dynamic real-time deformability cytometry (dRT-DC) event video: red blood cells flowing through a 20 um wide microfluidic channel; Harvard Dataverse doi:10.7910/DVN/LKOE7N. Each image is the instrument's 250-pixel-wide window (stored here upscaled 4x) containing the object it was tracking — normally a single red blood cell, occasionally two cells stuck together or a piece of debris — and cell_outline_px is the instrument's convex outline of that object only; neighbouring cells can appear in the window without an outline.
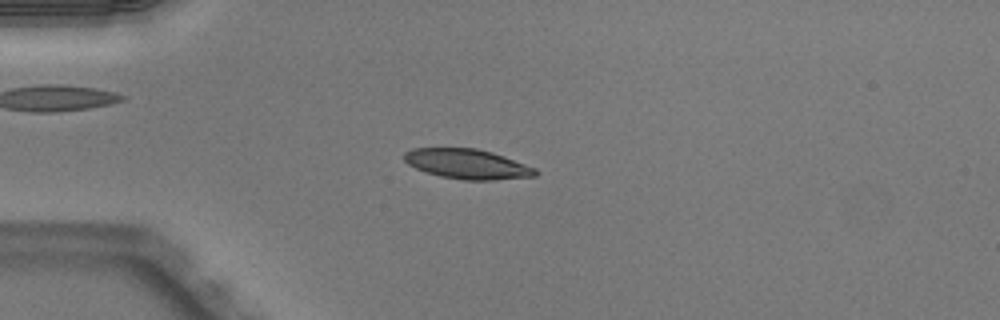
{"species": "Egyptian fruit bat (a non-hibernating species)", "species_latin": "Rousettus aegyptiacus", "temperature_condition": "warm", "stored_images_in_passage": 50, "camera_frame_rate_fps": 3000, "um_per_image_px": 0.085, "animal": {"sex": "male"}, "frame": {"image": 1, "passage_image": 13, "time_ms": 4.0, "image_size_px": [1000, 320], "cell_outline_px": [[540, 172], [536, 176], [492, 180], [464, 180], [440, 176], [424, 172], [408, 164], [404, 160], [404, 152], [412, 148], [476, 148], [492, 152], [504, 156], [536, 168]], "centroid_in_image_um": [39.72, 13.94], "position_along_channel_um": 45.3, "area_um2": 22.95}}
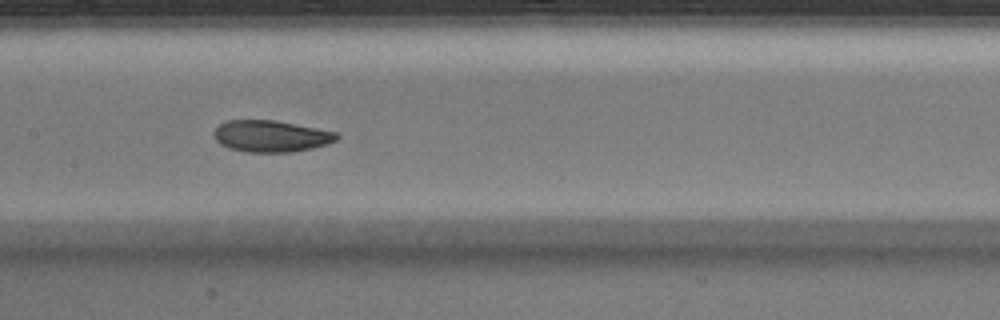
{"frame": {"image": 2, "passage_image": 25, "time_ms": 8.0, "image_size_px": [1000, 320], "cell_outline_px": [[340, 136], [336, 140], [328, 144], [312, 148], [292, 152], [244, 152], [228, 148], [220, 144], [216, 140], [212, 132], [220, 124], [228, 120], [276, 120], [336, 132]], "centroid_in_image_um": [23.02, 11.58], "position_along_channel_um": 184.4, "area_um2": 22.72}}
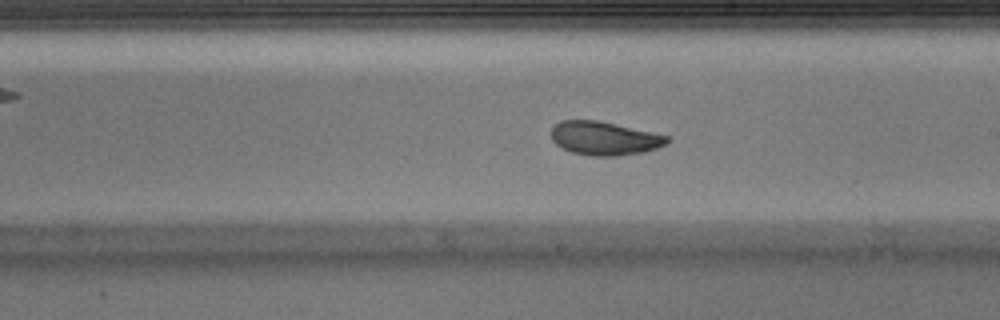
{"frame": {"image": 3, "passage_image": 29, "time_ms": 9.333, "image_size_px": [1000, 320], "cell_outline_px": [[672, 140], [656, 148], [644, 152], [616, 156], [592, 156], [572, 152], [556, 144], [552, 140], [552, 128], [560, 120], [600, 120], [652, 132], [668, 136]], "centroid_in_image_um": [51.38, 11.75], "position_along_channel_um": 237.6, "area_um2": 22.66}, "authors_computed_cell_mechanics": {"area_um2": 22.8888, "velocity_mm_per_s": 4.0127, "shape_relaxation_time_tau1_ms": 4.0184, "shape_relaxation_time_tau2_ms": 2.1079, "deformation_change_tau1": 0.143, "deformation_change_tau2": 0.0737}}